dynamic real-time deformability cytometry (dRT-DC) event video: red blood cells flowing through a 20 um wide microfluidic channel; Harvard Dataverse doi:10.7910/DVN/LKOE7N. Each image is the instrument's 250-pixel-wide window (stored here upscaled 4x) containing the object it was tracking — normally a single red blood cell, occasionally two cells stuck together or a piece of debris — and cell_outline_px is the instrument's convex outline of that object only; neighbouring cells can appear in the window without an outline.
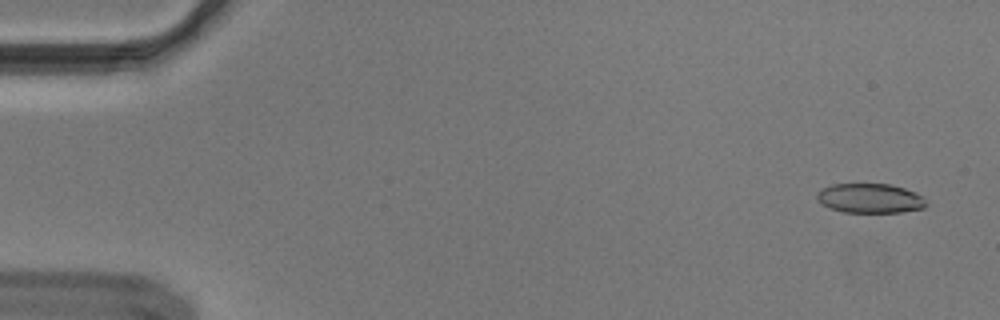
{"species": "Egyptian fruit bat (a non-hibernating species)", "species_latin": "Rousettus aegyptiacus", "temperature_condition": "cold", "stored_images_in_passage": 55, "camera_frame_rate_fps": 3000, "um_per_image_px": 0.085, "animal": {"sex": "male"}, "frame": {"image": 1, "passage_image": 3, "time_ms": 0.667, "image_size_px": [1000, 320], "cell_outline_px": [[928, 204], [924, 208], [900, 212], [844, 212], [828, 208], [820, 204], [816, 200], [816, 192], [832, 184], [892, 184], [916, 192], [924, 196]], "centroid_in_image_um": [73.95, 16.85], "position_along_channel_um": 11.0, "area_um2": 19.07}}
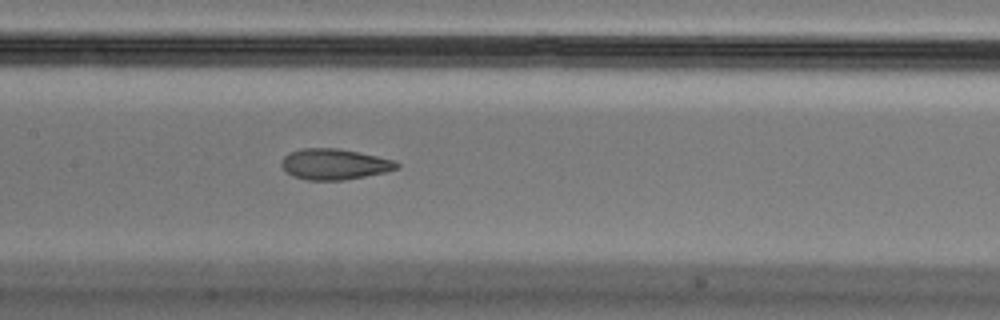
{"frame": {"image": 2, "passage_image": 27, "time_ms": 8.667, "image_size_px": [1000, 320], "cell_outline_px": [[400, 168], [388, 172], [344, 180], [308, 180], [292, 176], [284, 172], [280, 164], [280, 160], [288, 152], [300, 148], [340, 148], [396, 160], [400, 164]], "centroid_in_image_um": [28.42, 13.95], "position_along_channel_um": 179.0, "area_um2": 21.21}}
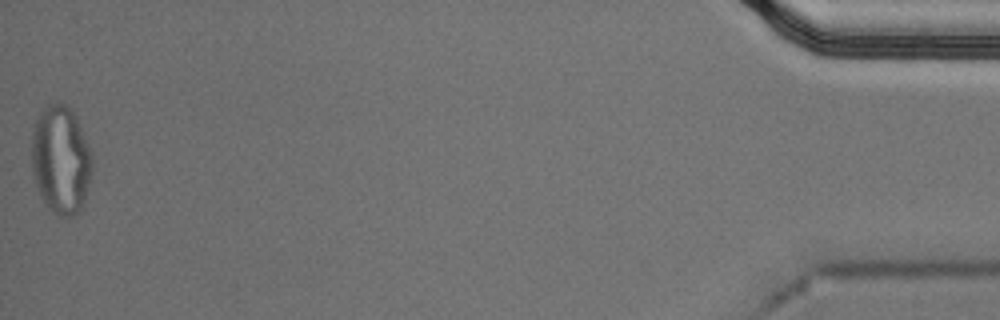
{"frame": {"image": 3, "passage_image": 55, "time_ms": 18.0, "image_size_px": [1000, 320], "cell_outline_px": [[92, 172], [84, 204], [80, 212], [72, 216], [56, 216], [48, 208], [40, 196], [32, 172], [32, 124], [40, 112], [48, 104], [56, 100], [64, 104], [76, 116], [80, 124], [92, 156]], "centroid_in_image_um": [5.16, 13.59], "position_along_channel_um": 430.0, "area_um2": 38.78}, "authors_computed_cell_mechanics": {"area_um2": 21.2126, "velocity_mm_per_s": 3.6699, "shape_relaxation_time_tau1_ms": null, "shape_relaxation_time_tau2_ms": 2.1065, "deformation_change_tau1": null, "deformation_change_tau2": 0.0781}}